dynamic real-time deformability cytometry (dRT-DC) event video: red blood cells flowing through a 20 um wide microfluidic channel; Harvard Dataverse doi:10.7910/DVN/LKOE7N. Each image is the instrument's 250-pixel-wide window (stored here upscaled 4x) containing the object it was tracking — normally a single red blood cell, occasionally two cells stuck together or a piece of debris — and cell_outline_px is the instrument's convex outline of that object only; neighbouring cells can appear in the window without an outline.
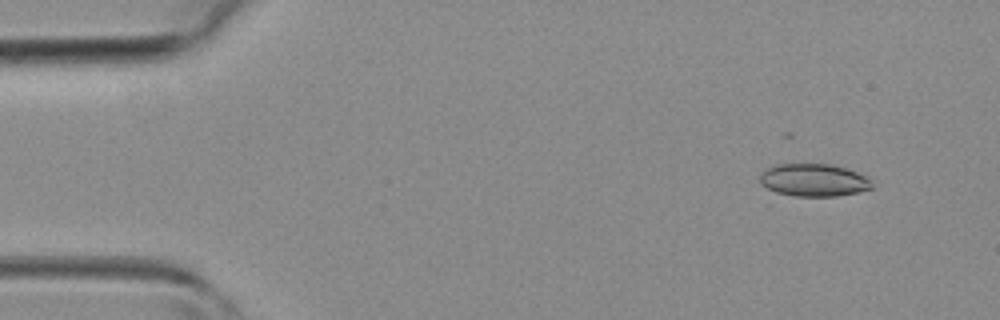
{"species": "common noctule bat (a hibernating species)", "species_latin": "Nyctalus noctula", "temperature_condition": "room temperature", "stored_images_in_passage": 25, "camera_frame_rate_fps": 3000, "um_per_image_px": 0.085, "animal": {"sex": "female", "body_mass_g": 19.3, "forearm_length_mm": 54.1}, "frame": {"image": 1, "passage_image": 1, "time_ms": 0.0, "image_size_px": [1000, 320], "cell_outline_px": [[872, 188], [856, 192], [836, 196], [792, 196], [776, 192], [760, 184], [760, 172], [776, 164], [828, 164], [844, 168], [856, 172], [864, 176], [872, 184]], "centroid_in_image_um": [69.1, 15.31], "position_along_channel_um": 15.9, "area_um2": 21.04}}
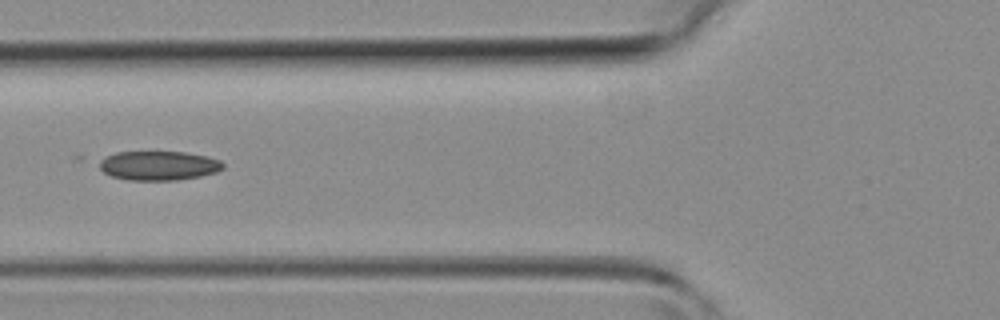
{"frame": {"image": 2, "passage_image": 13, "time_ms": 4.0, "image_size_px": [1000, 320], "cell_outline_px": [[224, 168], [216, 172], [200, 176], [176, 180], [128, 180], [112, 176], [104, 172], [100, 168], [100, 160], [116, 152], [184, 152], [208, 156], [220, 160], [224, 164]], "centroid_in_image_um": [13.52, 14.08], "position_along_channel_um": 112.3, "area_um2": 20.98}}
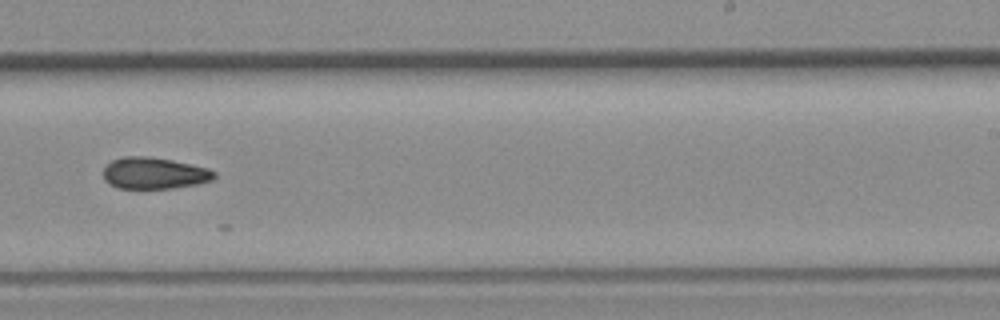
{"frame": {"image": 3, "passage_image": 23, "time_ms": 7.333, "image_size_px": [1000, 320], "cell_outline_px": [[216, 176], [212, 180], [196, 184], [172, 188], [116, 188], [108, 184], [104, 180], [104, 168], [112, 160], [124, 156], [144, 156], [172, 160], [208, 168], [216, 172]], "centroid_in_image_um": [13.09, 14.72], "position_along_channel_um": 275.9, "area_um2": 20.35}}